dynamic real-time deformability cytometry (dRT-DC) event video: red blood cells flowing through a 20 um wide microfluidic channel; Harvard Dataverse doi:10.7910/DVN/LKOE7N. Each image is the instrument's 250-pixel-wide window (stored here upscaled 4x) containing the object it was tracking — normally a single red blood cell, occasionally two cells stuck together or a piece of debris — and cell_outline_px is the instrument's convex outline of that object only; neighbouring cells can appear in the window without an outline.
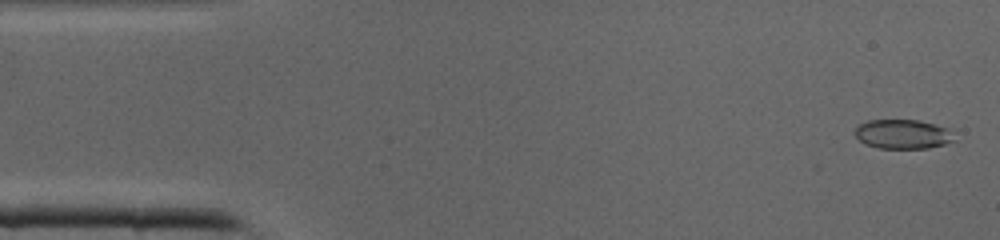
{"species": "common noctule bat (a hibernating species)", "species_latin": "Nyctalus noctula", "temperature_condition": "cold", "stored_images_in_passage": 40, "camera_frame_rate_fps": 3000, "um_per_image_px": 0.085, "animal": {"sex": "male", "body_mass_g": 19.0, "forearm_length_mm": 50.8}, "frame": {"image": 1, "passage_image": 1, "time_ms": 0.0, "image_size_px": [1000, 240], "cell_outline_px": [[956, 140], [944, 144], [928, 148], [880, 148], [864, 144], [856, 136], [856, 128], [860, 124], [868, 120], [920, 120], [948, 128]], "centroid_in_image_um": [76.75, 11.4], "position_along_channel_um": 8.2, "area_um2": 16.88}}
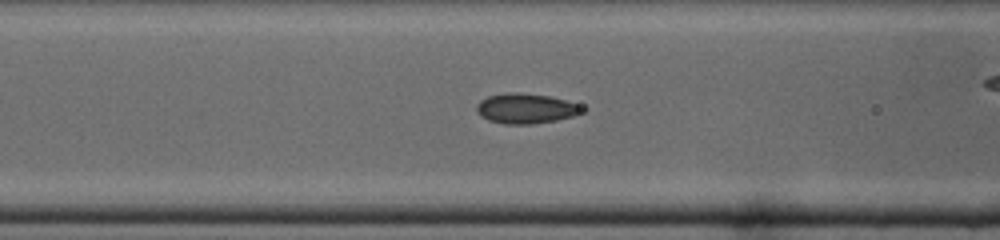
{"frame": {"image": 2, "passage_image": 15, "time_ms": 4.667, "image_size_px": [1000, 240], "cell_outline_px": [[588, 108], [584, 112], [572, 116], [556, 120], [532, 124], [504, 124], [488, 120], [480, 116], [476, 112], [476, 104], [480, 100], [488, 96], [508, 92], [512, 92], [548, 96], [564, 100]], "centroid_in_image_um": [44.67, 9.23], "position_along_channel_um": 121.9, "area_um2": 18.5}}
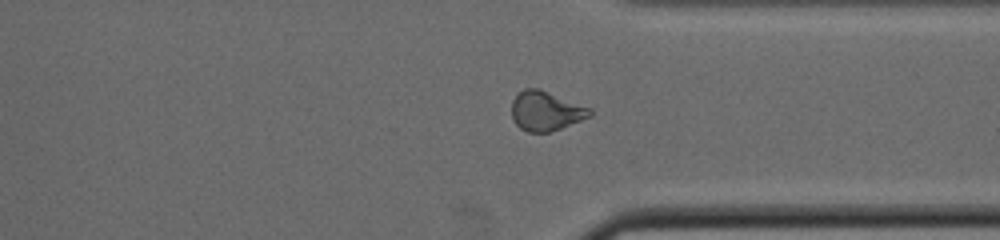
{"frame": {"image": 3, "passage_image": 30, "time_ms": 9.667, "image_size_px": [1000, 240], "cell_outline_px": [[592, 116], [560, 128], [548, 132], [528, 132], [520, 128], [516, 124], [512, 116], [512, 100], [524, 88], [540, 88], [592, 108]], "centroid_in_image_um": [46.41, 9.42], "position_along_channel_um": 365.0, "area_um2": 18.03}}